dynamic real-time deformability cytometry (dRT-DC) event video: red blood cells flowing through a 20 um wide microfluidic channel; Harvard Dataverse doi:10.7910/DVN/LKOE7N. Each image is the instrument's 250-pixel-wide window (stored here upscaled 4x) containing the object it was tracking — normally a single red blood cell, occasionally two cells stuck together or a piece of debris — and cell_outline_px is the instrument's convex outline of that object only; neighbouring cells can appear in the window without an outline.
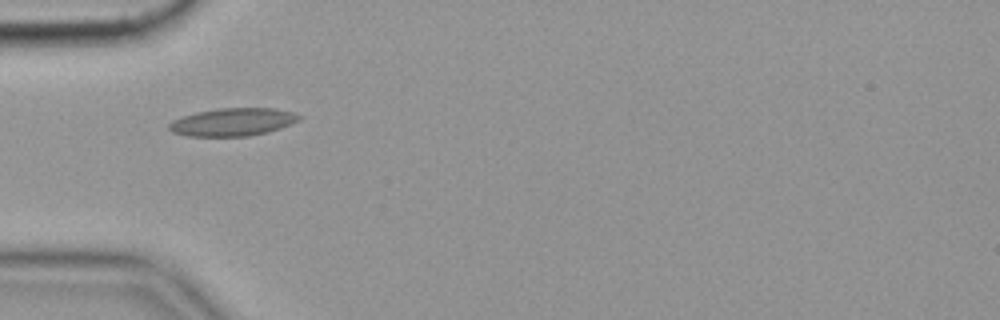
{"species": "common noctule bat (a hibernating species)", "species_latin": "Nyctalus noctula", "temperature_condition": "cold", "stored_images_in_passage": 40, "camera_frame_rate_fps": 3000, "um_per_image_px": 0.085, "animal": {"sex": "female", "body_mass_g": 19.9}, "frame": {"image": 1, "passage_image": 1, "time_ms": 0.0, "image_size_px": [1000, 320], "cell_outline_px": [[300, 120], [280, 128], [268, 132], [248, 136], [188, 136], [172, 132], [168, 128], [168, 124], [172, 120], [196, 112], [216, 108], [276, 108], [292, 112], [300, 116]], "centroid_in_image_um": [19.77, 10.37], "position_along_channel_um": 65.2, "area_um2": 21.1}, "authors_computed_cell_mechanics": {"area_um2": 19.5075, "velocity_mm_per_s": 3.527, "shape_relaxation_time_tau1_ms": null, "shape_relaxation_time_tau2_ms": 3.1162, "deformation_change_tau1": null, "deformation_change_tau2": 0.0745}}